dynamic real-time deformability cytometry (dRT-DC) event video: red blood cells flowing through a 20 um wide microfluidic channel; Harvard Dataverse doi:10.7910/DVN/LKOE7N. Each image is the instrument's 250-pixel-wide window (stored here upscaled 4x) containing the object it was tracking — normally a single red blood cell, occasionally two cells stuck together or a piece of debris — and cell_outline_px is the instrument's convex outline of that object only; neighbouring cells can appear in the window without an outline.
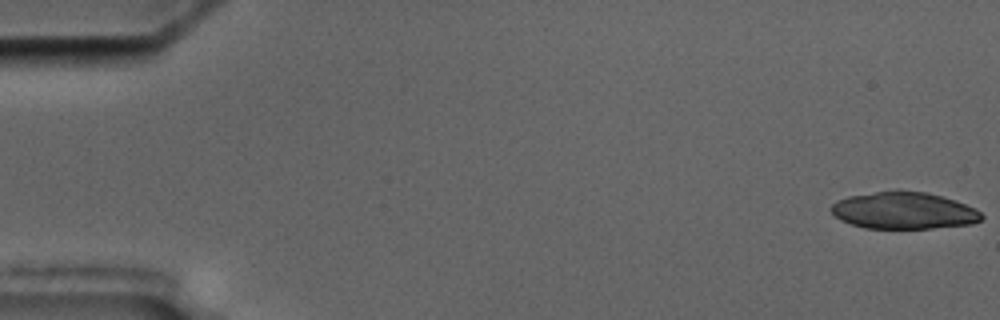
{"species": "common noctule bat (a hibernating species)", "species_latin": "Nyctalus noctula", "temperature_condition": "cold", "stored_images_in_passage": 6, "segment_of_instrument_passage": [1, 2], "camera_frame_rate_fps": 3000, "um_per_image_px": 0.085, "animal": {"sex": "male", "body_mass_g": 17.5, "forearm_length_mm": 52.3}, "frame": {"image": 1, "passage_image": 1, "time_ms": 0.0, "image_size_px": [1000, 320], "cell_outline_px": [[984, 216], [980, 220], [972, 224], [932, 228], [864, 228], [840, 220], [828, 208], [836, 200], [848, 196], [896, 188], [928, 192], [976, 208]], "centroid_in_image_um": [76.78, 17.87], "position_along_channel_um": 8.2, "area_um2": 32.77}}